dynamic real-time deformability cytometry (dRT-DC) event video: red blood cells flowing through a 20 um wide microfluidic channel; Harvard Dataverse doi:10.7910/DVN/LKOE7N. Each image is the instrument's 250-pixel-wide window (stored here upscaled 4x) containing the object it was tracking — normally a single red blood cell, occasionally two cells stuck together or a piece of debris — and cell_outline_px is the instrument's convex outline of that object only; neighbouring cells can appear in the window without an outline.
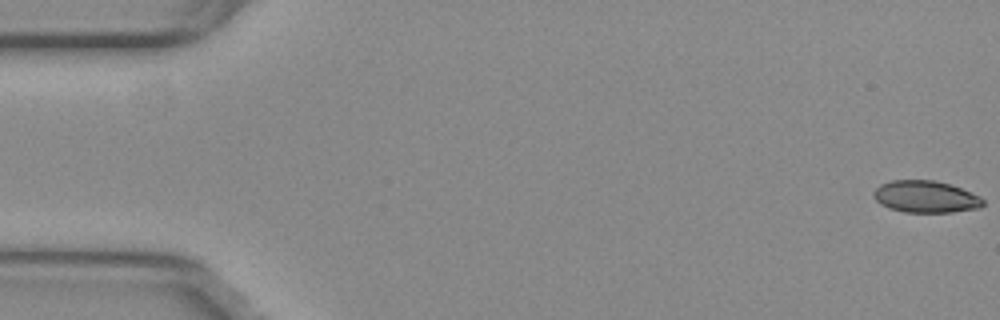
{"species": "common noctule bat (a hibernating species)", "species_latin": "Nyctalus noctula", "temperature_condition": "warm", "stored_images_in_passage": 51, "camera_frame_rate_fps": 3000, "um_per_image_px": 0.085, "animal": {"sex": "female", "body_mass_g": 29.2, "forearm_length_mm": 56.3}, "frame": {"image": 1, "passage_image": 1, "time_ms": 0.0, "image_size_px": [1000, 320], "cell_outline_px": [[984, 204], [980, 208], [952, 212], [904, 212], [888, 208], [880, 204], [872, 196], [872, 192], [880, 184], [892, 180], [936, 180], [960, 188], [980, 196], [984, 200]], "centroid_in_image_um": [78.65, 16.72], "position_along_channel_um": 6.3, "area_um2": 20.46}}
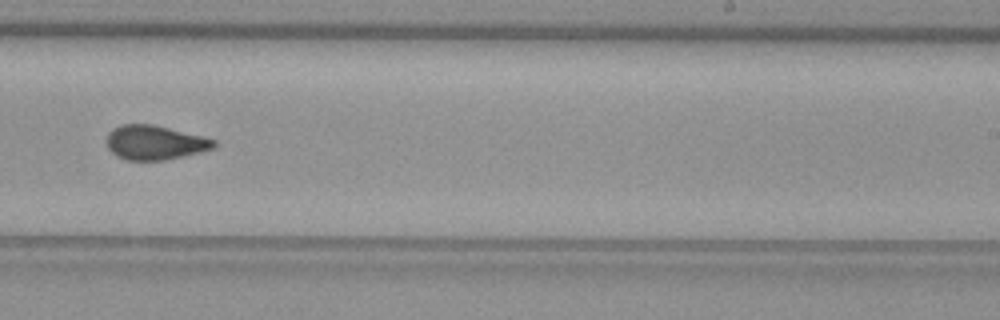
{"frame": {"image": 2, "passage_image": 34, "time_ms": 11.0, "image_size_px": [1000, 320], "cell_outline_px": [[216, 144], [212, 148], [200, 152], [164, 160], [128, 160], [116, 156], [108, 148], [108, 132], [112, 128], [120, 124], [152, 124], [216, 140]], "centroid_in_image_um": [13.12, 12.11], "position_along_channel_um": 275.9, "area_um2": 21.15}}
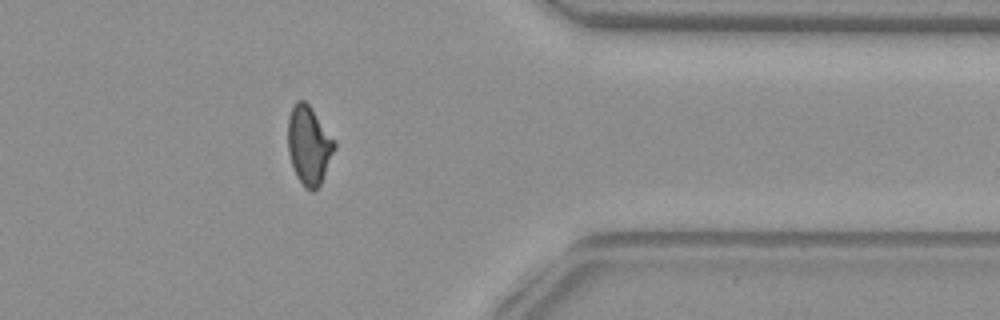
{"frame": {"image": 3, "passage_image": 44, "time_ms": 14.333, "image_size_px": [1000, 320], "cell_outline_px": [[336, 148], [320, 184], [312, 192], [304, 188], [296, 176], [288, 152], [288, 116], [292, 104], [296, 100], [304, 100], [312, 108], [336, 144]], "centroid_in_image_um": [26.23, 12.34], "position_along_channel_um": 385.2, "area_um2": 21.27}, "authors_computed_cell_mechanics": {"area_um2": 21.6172, "velocity_mm_per_s": 3.8089, "shape_relaxation_time_tau1_ms": null, "shape_relaxation_time_tau2_ms": 1.6151, "deformation_change_tau1": null, "deformation_change_tau2": 0.069}}